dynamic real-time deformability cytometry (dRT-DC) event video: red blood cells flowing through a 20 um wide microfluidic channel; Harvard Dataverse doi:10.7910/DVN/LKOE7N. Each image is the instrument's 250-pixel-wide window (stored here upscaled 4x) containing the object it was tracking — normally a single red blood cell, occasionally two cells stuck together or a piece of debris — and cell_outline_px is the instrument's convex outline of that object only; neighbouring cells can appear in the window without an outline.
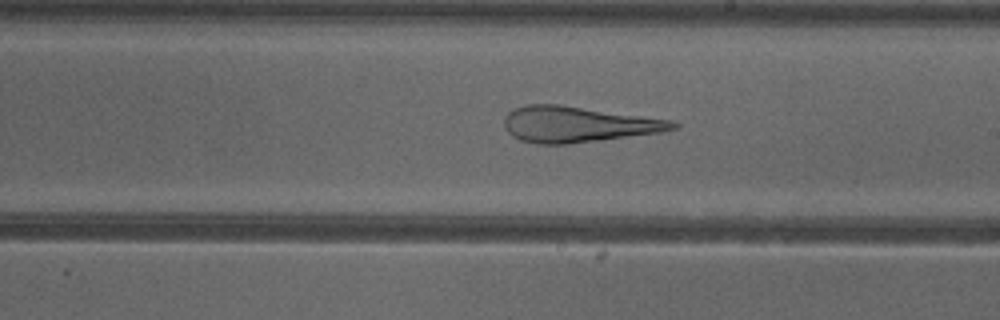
{"species": "common noctule bat (a hibernating species)", "species_latin": "Nyctalus noctula", "temperature_condition": "cold", "stored_images_in_passage": 52, "camera_frame_rate_fps": 3000, "um_per_image_px": 0.085, "animal": {"sex": "female"}, "frame": {"image": 1, "passage_image": 30, "time_ms": 9.667, "image_size_px": [1000, 320], "cell_outline_px": [[680, 128], [660, 132], [568, 144], [540, 144], [520, 140], [512, 136], [504, 128], [504, 116], [512, 108], [524, 104], [560, 104], [672, 120], [680, 124]], "centroid_in_image_um": [49.08, 10.55], "position_along_channel_um": 239.9, "area_um2": 35.37}}